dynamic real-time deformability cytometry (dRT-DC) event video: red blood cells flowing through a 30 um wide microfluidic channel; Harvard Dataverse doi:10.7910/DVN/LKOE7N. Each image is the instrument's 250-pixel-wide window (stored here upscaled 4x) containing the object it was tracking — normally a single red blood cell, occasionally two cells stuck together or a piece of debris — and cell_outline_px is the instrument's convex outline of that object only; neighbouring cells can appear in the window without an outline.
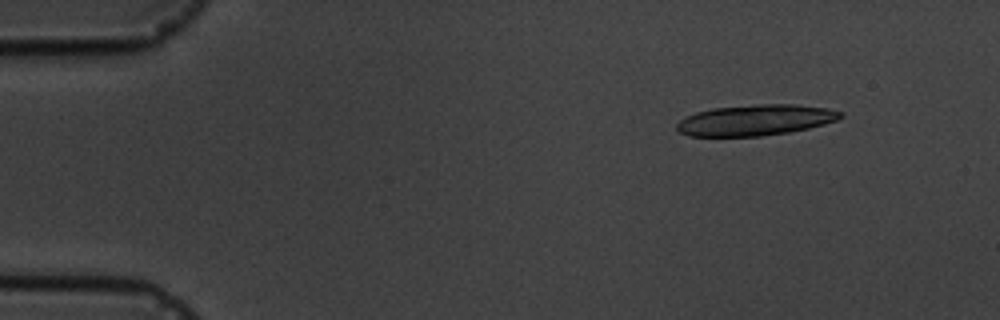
{"species": "common noctule bat (a hibernating species)", "species_latin": "Nyctalus noctula", "temperature_condition": "cold", "stored_images_in_passage": 6, "camera_frame_rate_fps": 3000, "um_per_image_px": 0.085, "animal": {"sex": "male", "body_mass_g": 19.5, "forearm_length_mm": 54.6}, "frame": {"image": 1, "passage_image": 2, "time_ms": 1.0, "image_size_px": [1000, 320], "cell_outline_px": [[844, 116], [836, 120], [824, 124], [808, 128], [788, 132], [760, 136], [688, 136], [680, 132], [676, 128], [676, 124], [680, 120], [696, 112], [716, 108], [756, 104], [796, 104], [828, 108], [844, 112]], "centroid_in_image_um": [64.24, 10.2], "position_along_channel_um": 20.8, "area_um2": 29.36}}